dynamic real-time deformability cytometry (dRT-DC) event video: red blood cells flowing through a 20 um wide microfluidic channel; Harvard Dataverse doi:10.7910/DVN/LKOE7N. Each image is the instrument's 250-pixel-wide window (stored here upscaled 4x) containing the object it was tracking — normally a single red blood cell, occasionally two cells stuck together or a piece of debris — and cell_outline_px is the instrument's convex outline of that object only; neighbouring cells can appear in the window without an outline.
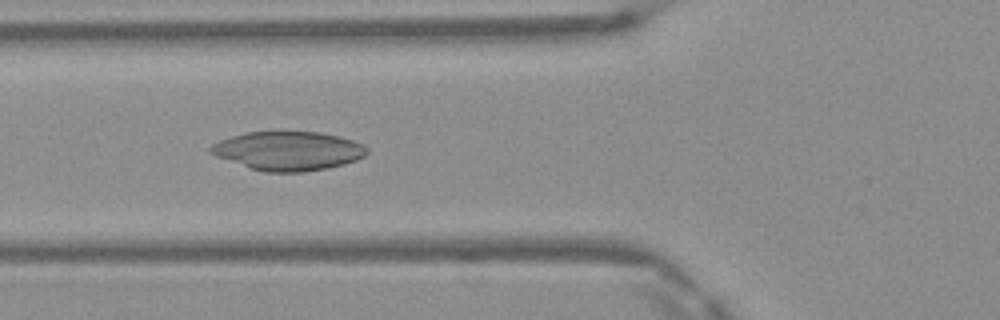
{"species": "Egyptian fruit bat (a non-hibernating species)", "species_latin": "Rousettus aegyptiacus", "temperature_condition": "warm", "stored_images_in_passage": 41, "camera_frame_rate_fps": 3000, "um_per_image_px": 0.085, "frame": {"image": 1, "passage_image": 10, "time_ms": 3.0, "image_size_px": [1000, 320], "cell_outline_px": [[368, 152], [364, 156], [356, 160], [344, 164], [328, 168], [304, 172], [264, 172], [216, 156], [208, 152], [208, 148], [212, 144], [220, 140], [232, 136], [248, 132], [280, 128], [320, 132], [340, 136], [364, 144], [368, 148]], "centroid_in_image_um": [24.51, 12.77], "position_along_channel_um": 101.3, "area_um2": 36.41}}
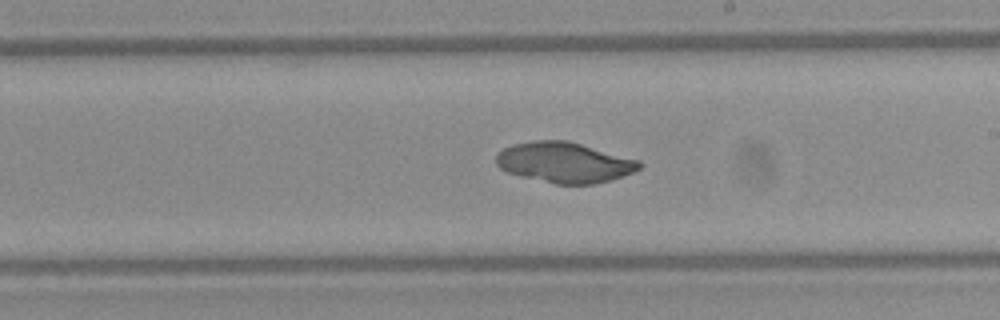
{"frame": {"image": 2, "passage_image": 20, "time_ms": 6.333, "image_size_px": [1000, 320], "cell_outline_px": [[644, 164], [640, 168], [632, 172], [608, 180], [592, 184], [556, 184], [520, 176], [508, 172], [500, 168], [496, 164], [496, 152], [504, 148], [516, 144], [536, 140], [568, 140], [640, 160]], "centroid_in_image_um": [47.97, 13.8], "position_along_channel_um": 241.0, "area_um2": 33.64}}
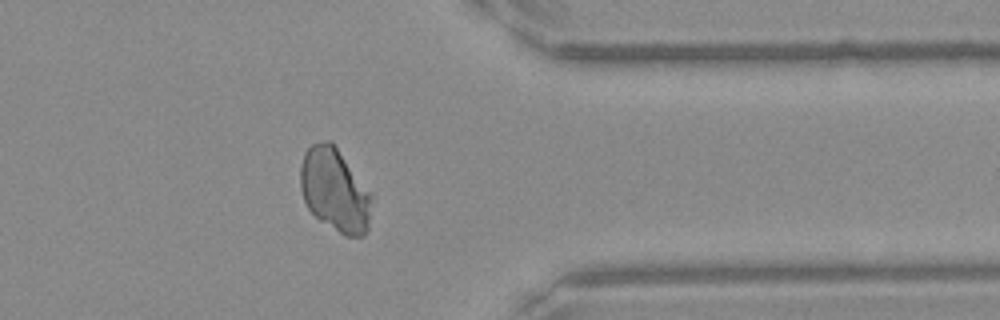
{"frame": {"image": 3, "passage_image": 31, "time_ms": 10.0, "image_size_px": [1000, 320], "cell_outline_px": [[376, 196], [368, 228], [364, 236], [344, 236], [320, 220], [308, 208], [304, 200], [300, 188], [300, 168], [304, 152], [312, 144], [328, 140], [332, 140]], "centroid_in_image_um": [28.53, 16.15], "position_along_channel_um": 382.9, "area_um2": 35.6}}